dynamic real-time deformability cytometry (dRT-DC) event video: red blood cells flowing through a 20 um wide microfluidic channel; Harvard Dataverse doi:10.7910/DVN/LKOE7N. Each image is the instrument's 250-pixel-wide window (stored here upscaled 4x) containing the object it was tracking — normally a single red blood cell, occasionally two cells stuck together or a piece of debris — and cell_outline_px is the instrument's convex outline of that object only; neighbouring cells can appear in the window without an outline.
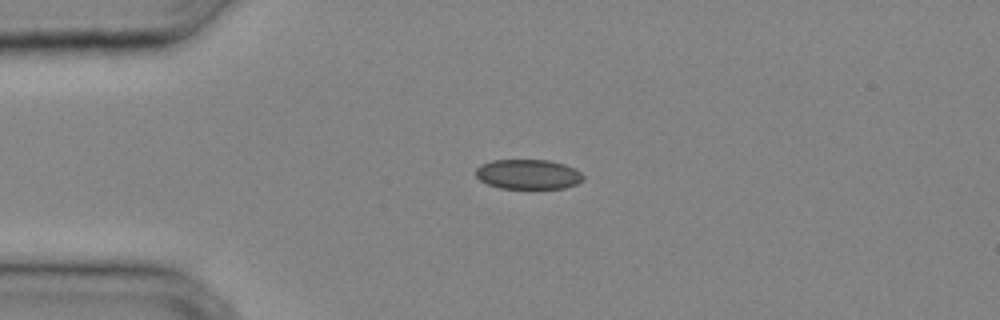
{"species": "common noctule bat (a hibernating species)", "species_latin": "Nyctalus noctula", "temperature_condition": "cold", "stored_images_in_passage": 26, "camera_frame_rate_fps": 3000, "um_per_image_px": 0.085, "animal": {"sex": "male", "body_mass_g": 20.4}, "frame": {"image": 1, "passage_image": 1, "time_ms": 0.0, "image_size_px": [1000, 320], "cell_outline_px": [[584, 180], [576, 184], [564, 188], [500, 188], [488, 184], [480, 180], [476, 176], [476, 168], [480, 164], [492, 160], [548, 160], [564, 164], [576, 168], [584, 176]], "centroid_in_image_um": [44.9, 14.81], "position_along_channel_um": 40.1, "area_um2": 18.73}}
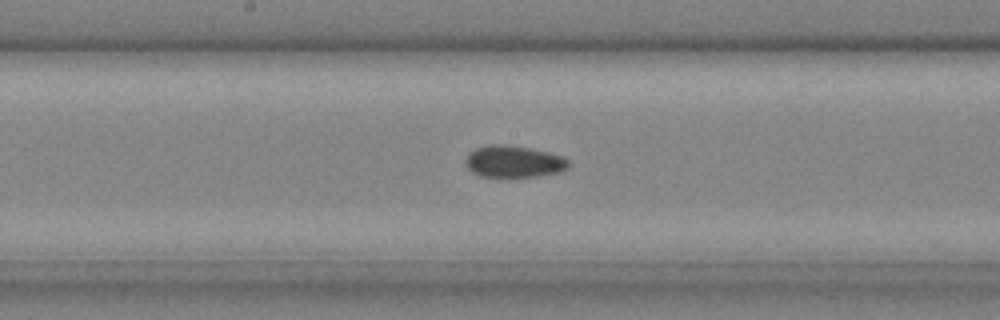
{"frame": {"image": 2, "passage_image": 11, "time_ms": 3.333, "image_size_px": [1000, 320], "cell_outline_px": [[572, 164], [568, 168], [560, 172], [536, 176], [508, 180], [500, 180], [480, 176], [472, 172], [464, 164], [464, 160], [476, 148], [488, 144], [504, 144], [528, 148], [548, 152], [560, 156], [568, 160]], "centroid_in_image_um": [43.64, 13.79], "position_along_channel_um": 204.6, "area_um2": 19.88}}
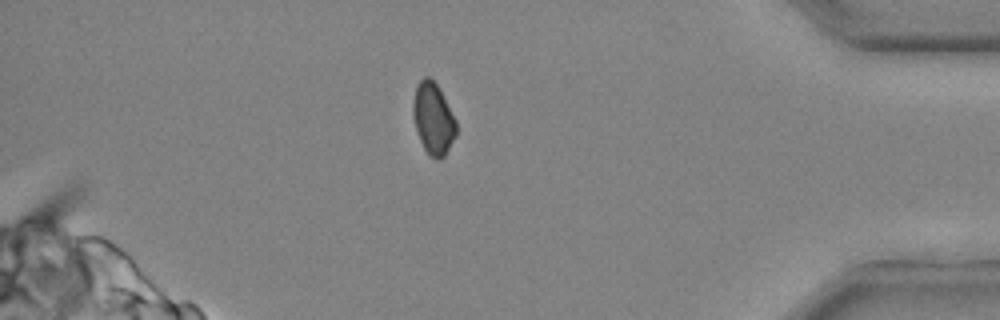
{"frame": {"image": 3, "passage_image": 23, "time_ms": 7.333, "image_size_px": [1000, 320], "cell_outline_px": [[456, 136], [444, 156], [440, 160], [436, 160], [428, 156], [420, 140], [416, 128], [412, 112], [412, 104], [416, 84], [424, 76], [428, 76], [440, 88], [456, 120]], "centroid_in_image_um": [36.82, 10.09], "position_along_channel_um": 398.4, "area_um2": 18.21}}